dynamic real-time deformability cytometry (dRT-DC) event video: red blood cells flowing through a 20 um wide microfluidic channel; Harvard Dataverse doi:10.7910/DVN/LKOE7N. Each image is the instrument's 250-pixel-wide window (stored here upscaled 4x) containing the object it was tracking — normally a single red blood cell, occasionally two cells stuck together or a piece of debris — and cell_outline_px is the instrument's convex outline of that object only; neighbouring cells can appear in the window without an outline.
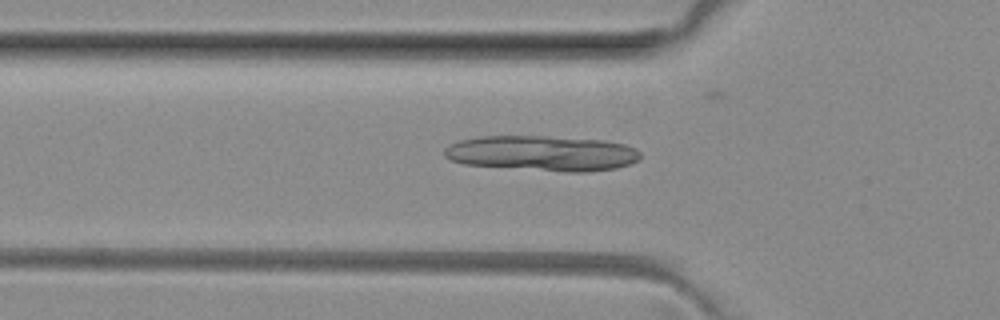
{"species": "common noctule bat (a hibernating species)", "species_latin": "Nyctalus noctula", "temperature_condition": "room temperature", "stored_images_in_passage": 39, "camera_frame_rate_fps": 3000, "um_per_image_px": 0.085, "animal": {"sex": "female", "body_mass_g": 29.2, "forearm_length_mm": 56.3}, "frame": {"image": 1, "passage_image": 5, "time_ms": 1.333, "image_size_px": [1000, 320], "cell_outline_px": [[636, 156], [632, 160], [624, 164], [608, 168], [548, 168], [472, 164], [456, 160], [448, 156], [456, 144], [472, 140], [500, 136], [512, 136], [616, 144], [628, 148]], "centroid_in_image_um": [45.98, 13.01], "position_along_channel_um": 79.8, "area_um2": 33.52}}
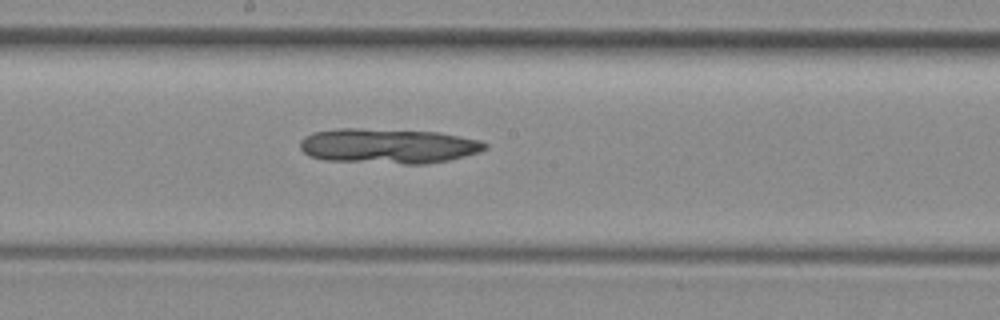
{"frame": {"image": 2, "passage_image": 15, "time_ms": 4.667, "image_size_px": [1000, 320], "cell_outline_px": [[484, 148], [472, 152], [440, 160], [344, 160], [312, 156], [300, 144], [308, 136], [320, 132], [428, 132], [472, 140], [484, 144]], "centroid_in_image_um": [32.96, 12.4], "position_along_channel_um": 215.2, "area_um2": 31.33}}
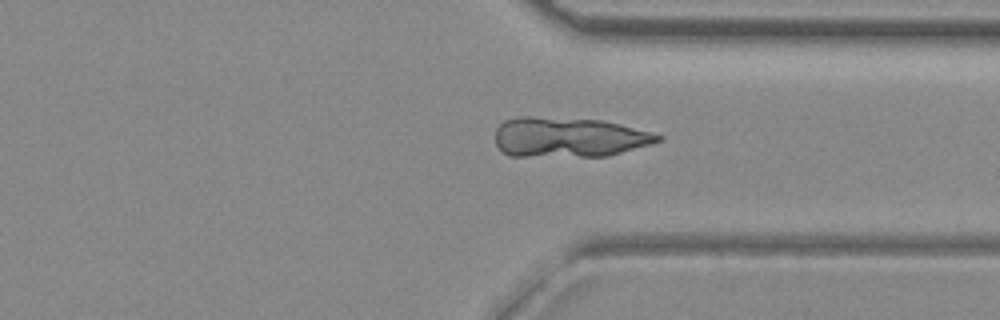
{"frame": {"image": 3, "passage_image": 26, "time_ms": 8.333, "image_size_px": [1000, 320], "cell_outline_px": [[660, 140], [616, 152], [600, 156], [516, 156], [504, 152], [500, 148], [496, 140], [496, 132], [508, 120], [592, 120], [616, 124], [660, 136]], "centroid_in_image_um": [48.31, 11.73], "position_along_channel_um": 363.1, "area_um2": 34.51}}